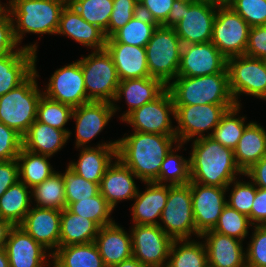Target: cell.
<instances>
[{"label":"cell","mask_w":266,"mask_h":267,"mask_svg":"<svg viewBox=\"0 0 266 267\" xmlns=\"http://www.w3.org/2000/svg\"><path fill=\"white\" fill-rule=\"evenodd\" d=\"M175 119V107L172 96L166 88L156 99L132 111L124 120L133 131L161 135H176V127L172 126Z\"/></svg>","instance_id":"12"},{"label":"cell","mask_w":266,"mask_h":267,"mask_svg":"<svg viewBox=\"0 0 266 267\" xmlns=\"http://www.w3.org/2000/svg\"><path fill=\"white\" fill-rule=\"evenodd\" d=\"M6 6V4H4V6L1 4V2H0V13L6 8L5 7Z\"/></svg>","instance_id":"62"},{"label":"cell","mask_w":266,"mask_h":267,"mask_svg":"<svg viewBox=\"0 0 266 267\" xmlns=\"http://www.w3.org/2000/svg\"><path fill=\"white\" fill-rule=\"evenodd\" d=\"M175 142H178L176 135L134 131L118 140L117 158L144 183L155 182L162 162Z\"/></svg>","instance_id":"1"},{"label":"cell","mask_w":266,"mask_h":267,"mask_svg":"<svg viewBox=\"0 0 266 267\" xmlns=\"http://www.w3.org/2000/svg\"><path fill=\"white\" fill-rule=\"evenodd\" d=\"M37 46L26 45L0 57V96L18 87L34 72Z\"/></svg>","instance_id":"22"},{"label":"cell","mask_w":266,"mask_h":267,"mask_svg":"<svg viewBox=\"0 0 266 267\" xmlns=\"http://www.w3.org/2000/svg\"><path fill=\"white\" fill-rule=\"evenodd\" d=\"M43 95L53 101L73 108L90 102L87 99L85 80L80 61L77 60L55 70Z\"/></svg>","instance_id":"14"},{"label":"cell","mask_w":266,"mask_h":267,"mask_svg":"<svg viewBox=\"0 0 266 267\" xmlns=\"http://www.w3.org/2000/svg\"><path fill=\"white\" fill-rule=\"evenodd\" d=\"M113 58L120 81L150 77L146 49L125 43H106Z\"/></svg>","instance_id":"29"},{"label":"cell","mask_w":266,"mask_h":267,"mask_svg":"<svg viewBox=\"0 0 266 267\" xmlns=\"http://www.w3.org/2000/svg\"><path fill=\"white\" fill-rule=\"evenodd\" d=\"M166 267H209L204 243L190 239L173 240Z\"/></svg>","instance_id":"36"},{"label":"cell","mask_w":266,"mask_h":267,"mask_svg":"<svg viewBox=\"0 0 266 267\" xmlns=\"http://www.w3.org/2000/svg\"><path fill=\"white\" fill-rule=\"evenodd\" d=\"M68 3L88 23L98 26L104 32L108 29L113 0H68Z\"/></svg>","instance_id":"42"},{"label":"cell","mask_w":266,"mask_h":267,"mask_svg":"<svg viewBox=\"0 0 266 267\" xmlns=\"http://www.w3.org/2000/svg\"><path fill=\"white\" fill-rule=\"evenodd\" d=\"M229 87L236 105L242 94L265 100L266 60L240 55L227 59Z\"/></svg>","instance_id":"10"},{"label":"cell","mask_w":266,"mask_h":267,"mask_svg":"<svg viewBox=\"0 0 266 267\" xmlns=\"http://www.w3.org/2000/svg\"><path fill=\"white\" fill-rule=\"evenodd\" d=\"M194 0H174L167 20L161 25L173 28L182 18L185 11Z\"/></svg>","instance_id":"57"},{"label":"cell","mask_w":266,"mask_h":267,"mask_svg":"<svg viewBox=\"0 0 266 267\" xmlns=\"http://www.w3.org/2000/svg\"><path fill=\"white\" fill-rule=\"evenodd\" d=\"M23 147V137L0 121V161L17 159Z\"/></svg>","instance_id":"50"},{"label":"cell","mask_w":266,"mask_h":267,"mask_svg":"<svg viewBox=\"0 0 266 267\" xmlns=\"http://www.w3.org/2000/svg\"><path fill=\"white\" fill-rule=\"evenodd\" d=\"M89 101L113 103L120 79L110 53L105 49L94 50L79 60Z\"/></svg>","instance_id":"7"},{"label":"cell","mask_w":266,"mask_h":267,"mask_svg":"<svg viewBox=\"0 0 266 267\" xmlns=\"http://www.w3.org/2000/svg\"><path fill=\"white\" fill-rule=\"evenodd\" d=\"M14 225L8 220L0 217V249L5 248L7 239Z\"/></svg>","instance_id":"58"},{"label":"cell","mask_w":266,"mask_h":267,"mask_svg":"<svg viewBox=\"0 0 266 267\" xmlns=\"http://www.w3.org/2000/svg\"><path fill=\"white\" fill-rule=\"evenodd\" d=\"M211 0H194L173 27L184 44L211 42L217 6Z\"/></svg>","instance_id":"15"},{"label":"cell","mask_w":266,"mask_h":267,"mask_svg":"<svg viewBox=\"0 0 266 267\" xmlns=\"http://www.w3.org/2000/svg\"><path fill=\"white\" fill-rule=\"evenodd\" d=\"M227 5L250 27L266 25V0H231Z\"/></svg>","instance_id":"47"},{"label":"cell","mask_w":266,"mask_h":267,"mask_svg":"<svg viewBox=\"0 0 266 267\" xmlns=\"http://www.w3.org/2000/svg\"><path fill=\"white\" fill-rule=\"evenodd\" d=\"M233 184V185H232ZM233 186L231 189L229 200H227V204L236 209L241 214L246 215L249 218V214L251 213L252 204L256 195V186L253 182H241V180H237V178L232 181L227 190H230L229 186Z\"/></svg>","instance_id":"46"},{"label":"cell","mask_w":266,"mask_h":267,"mask_svg":"<svg viewBox=\"0 0 266 267\" xmlns=\"http://www.w3.org/2000/svg\"><path fill=\"white\" fill-rule=\"evenodd\" d=\"M35 55L34 72L18 87L0 96V121L22 137L36 121L37 105L43 92L39 90Z\"/></svg>","instance_id":"5"},{"label":"cell","mask_w":266,"mask_h":267,"mask_svg":"<svg viewBox=\"0 0 266 267\" xmlns=\"http://www.w3.org/2000/svg\"><path fill=\"white\" fill-rule=\"evenodd\" d=\"M133 177L138 179L118 158L105 171L99 190L113 210L118 202L132 200L138 193Z\"/></svg>","instance_id":"24"},{"label":"cell","mask_w":266,"mask_h":267,"mask_svg":"<svg viewBox=\"0 0 266 267\" xmlns=\"http://www.w3.org/2000/svg\"><path fill=\"white\" fill-rule=\"evenodd\" d=\"M51 261L52 267H106L95 242L59 246Z\"/></svg>","instance_id":"33"},{"label":"cell","mask_w":266,"mask_h":267,"mask_svg":"<svg viewBox=\"0 0 266 267\" xmlns=\"http://www.w3.org/2000/svg\"><path fill=\"white\" fill-rule=\"evenodd\" d=\"M201 238H205L209 267H247L242 241L213 230L204 232Z\"/></svg>","instance_id":"23"},{"label":"cell","mask_w":266,"mask_h":267,"mask_svg":"<svg viewBox=\"0 0 266 267\" xmlns=\"http://www.w3.org/2000/svg\"><path fill=\"white\" fill-rule=\"evenodd\" d=\"M219 5H227L231 0H211Z\"/></svg>","instance_id":"61"},{"label":"cell","mask_w":266,"mask_h":267,"mask_svg":"<svg viewBox=\"0 0 266 267\" xmlns=\"http://www.w3.org/2000/svg\"><path fill=\"white\" fill-rule=\"evenodd\" d=\"M240 107L241 105H235L234 107L227 109V111L222 115L219 124L210 136L222 146L231 148L233 150L242 137L245 128L250 124H246L245 116H236L240 111Z\"/></svg>","instance_id":"39"},{"label":"cell","mask_w":266,"mask_h":267,"mask_svg":"<svg viewBox=\"0 0 266 267\" xmlns=\"http://www.w3.org/2000/svg\"><path fill=\"white\" fill-rule=\"evenodd\" d=\"M19 180V164L17 159L0 161V197Z\"/></svg>","instance_id":"54"},{"label":"cell","mask_w":266,"mask_h":267,"mask_svg":"<svg viewBox=\"0 0 266 267\" xmlns=\"http://www.w3.org/2000/svg\"><path fill=\"white\" fill-rule=\"evenodd\" d=\"M0 267H9L8 256L5 248L0 249Z\"/></svg>","instance_id":"60"},{"label":"cell","mask_w":266,"mask_h":267,"mask_svg":"<svg viewBox=\"0 0 266 267\" xmlns=\"http://www.w3.org/2000/svg\"><path fill=\"white\" fill-rule=\"evenodd\" d=\"M250 26L229 5H218L211 42L229 59L245 55Z\"/></svg>","instance_id":"9"},{"label":"cell","mask_w":266,"mask_h":267,"mask_svg":"<svg viewBox=\"0 0 266 267\" xmlns=\"http://www.w3.org/2000/svg\"><path fill=\"white\" fill-rule=\"evenodd\" d=\"M157 27L154 21L138 12L125 26L107 38L106 43H125L145 47Z\"/></svg>","instance_id":"37"},{"label":"cell","mask_w":266,"mask_h":267,"mask_svg":"<svg viewBox=\"0 0 266 267\" xmlns=\"http://www.w3.org/2000/svg\"><path fill=\"white\" fill-rule=\"evenodd\" d=\"M60 225L61 210L33 206L19 226L53 254L59 247Z\"/></svg>","instance_id":"20"},{"label":"cell","mask_w":266,"mask_h":267,"mask_svg":"<svg viewBox=\"0 0 266 267\" xmlns=\"http://www.w3.org/2000/svg\"><path fill=\"white\" fill-rule=\"evenodd\" d=\"M145 49L150 77L167 87L177 77L180 65L182 43L175 29L158 26Z\"/></svg>","instance_id":"6"},{"label":"cell","mask_w":266,"mask_h":267,"mask_svg":"<svg viewBox=\"0 0 266 267\" xmlns=\"http://www.w3.org/2000/svg\"><path fill=\"white\" fill-rule=\"evenodd\" d=\"M5 250L9 267H50L52 253H47L22 227L14 226L7 239ZM47 261V262H46ZM50 262V263H49Z\"/></svg>","instance_id":"18"},{"label":"cell","mask_w":266,"mask_h":267,"mask_svg":"<svg viewBox=\"0 0 266 267\" xmlns=\"http://www.w3.org/2000/svg\"><path fill=\"white\" fill-rule=\"evenodd\" d=\"M253 225L249 218L231 208L228 204L224 207L213 231L243 241L248 235L249 227Z\"/></svg>","instance_id":"44"},{"label":"cell","mask_w":266,"mask_h":267,"mask_svg":"<svg viewBox=\"0 0 266 267\" xmlns=\"http://www.w3.org/2000/svg\"><path fill=\"white\" fill-rule=\"evenodd\" d=\"M190 156L191 182L228 187L239 174L233 149L222 146L210 136L193 140Z\"/></svg>","instance_id":"2"},{"label":"cell","mask_w":266,"mask_h":267,"mask_svg":"<svg viewBox=\"0 0 266 267\" xmlns=\"http://www.w3.org/2000/svg\"><path fill=\"white\" fill-rule=\"evenodd\" d=\"M166 88L160 80L152 77L122 80L112 103L114 113L119 110L115 102L124 98L122 96L128 105V110L120 118L123 121L132 111L156 99Z\"/></svg>","instance_id":"27"},{"label":"cell","mask_w":266,"mask_h":267,"mask_svg":"<svg viewBox=\"0 0 266 267\" xmlns=\"http://www.w3.org/2000/svg\"><path fill=\"white\" fill-rule=\"evenodd\" d=\"M236 165L244 173L266 156V130L257 122H250L233 150Z\"/></svg>","instance_id":"31"},{"label":"cell","mask_w":266,"mask_h":267,"mask_svg":"<svg viewBox=\"0 0 266 267\" xmlns=\"http://www.w3.org/2000/svg\"><path fill=\"white\" fill-rule=\"evenodd\" d=\"M174 0H140L139 12L161 26L169 15Z\"/></svg>","instance_id":"52"},{"label":"cell","mask_w":266,"mask_h":267,"mask_svg":"<svg viewBox=\"0 0 266 267\" xmlns=\"http://www.w3.org/2000/svg\"><path fill=\"white\" fill-rule=\"evenodd\" d=\"M8 3L14 36L20 43L26 33L55 35L68 0H9Z\"/></svg>","instance_id":"4"},{"label":"cell","mask_w":266,"mask_h":267,"mask_svg":"<svg viewBox=\"0 0 266 267\" xmlns=\"http://www.w3.org/2000/svg\"><path fill=\"white\" fill-rule=\"evenodd\" d=\"M113 104L106 101H90L75 107L72 119L76 124V148L88 147L114 116Z\"/></svg>","instance_id":"19"},{"label":"cell","mask_w":266,"mask_h":267,"mask_svg":"<svg viewBox=\"0 0 266 267\" xmlns=\"http://www.w3.org/2000/svg\"><path fill=\"white\" fill-rule=\"evenodd\" d=\"M228 72L227 59L212 42L184 44L177 77H196Z\"/></svg>","instance_id":"16"},{"label":"cell","mask_w":266,"mask_h":267,"mask_svg":"<svg viewBox=\"0 0 266 267\" xmlns=\"http://www.w3.org/2000/svg\"><path fill=\"white\" fill-rule=\"evenodd\" d=\"M49 158V156L34 153L22 147L17 157L19 180L25 183L30 190L55 172L48 161Z\"/></svg>","instance_id":"35"},{"label":"cell","mask_w":266,"mask_h":267,"mask_svg":"<svg viewBox=\"0 0 266 267\" xmlns=\"http://www.w3.org/2000/svg\"><path fill=\"white\" fill-rule=\"evenodd\" d=\"M244 175L249 177L256 187L266 189V156L254 163Z\"/></svg>","instance_id":"56"},{"label":"cell","mask_w":266,"mask_h":267,"mask_svg":"<svg viewBox=\"0 0 266 267\" xmlns=\"http://www.w3.org/2000/svg\"><path fill=\"white\" fill-rule=\"evenodd\" d=\"M235 105H188V106H174L175 107V121L176 138L178 143H187L191 139L211 136L214 129L220 122L222 115L227 109ZM212 132L207 135L204 132Z\"/></svg>","instance_id":"11"},{"label":"cell","mask_w":266,"mask_h":267,"mask_svg":"<svg viewBox=\"0 0 266 267\" xmlns=\"http://www.w3.org/2000/svg\"><path fill=\"white\" fill-rule=\"evenodd\" d=\"M117 144L118 140H115L99 143L96 147L80 148L79 159L70 162L68 167L84 179L100 185L105 171L113 163L112 158H117Z\"/></svg>","instance_id":"21"},{"label":"cell","mask_w":266,"mask_h":267,"mask_svg":"<svg viewBox=\"0 0 266 267\" xmlns=\"http://www.w3.org/2000/svg\"><path fill=\"white\" fill-rule=\"evenodd\" d=\"M183 145L182 143H177L175 145L177 148H173L166 155L155 183L167 185V182H169V185H183L191 182L190 158L185 159L175 153Z\"/></svg>","instance_id":"40"},{"label":"cell","mask_w":266,"mask_h":267,"mask_svg":"<svg viewBox=\"0 0 266 267\" xmlns=\"http://www.w3.org/2000/svg\"><path fill=\"white\" fill-rule=\"evenodd\" d=\"M227 187L191 182L192 207L196 232L201 236L213 230L227 205Z\"/></svg>","instance_id":"17"},{"label":"cell","mask_w":266,"mask_h":267,"mask_svg":"<svg viewBox=\"0 0 266 267\" xmlns=\"http://www.w3.org/2000/svg\"><path fill=\"white\" fill-rule=\"evenodd\" d=\"M94 242L106 267L117 265L133 256L131 233L125 232L115 221L100 227Z\"/></svg>","instance_id":"26"},{"label":"cell","mask_w":266,"mask_h":267,"mask_svg":"<svg viewBox=\"0 0 266 267\" xmlns=\"http://www.w3.org/2000/svg\"><path fill=\"white\" fill-rule=\"evenodd\" d=\"M139 12V3L136 0H113L108 29L104 32L110 38L117 30L125 26L135 14Z\"/></svg>","instance_id":"48"},{"label":"cell","mask_w":266,"mask_h":267,"mask_svg":"<svg viewBox=\"0 0 266 267\" xmlns=\"http://www.w3.org/2000/svg\"><path fill=\"white\" fill-rule=\"evenodd\" d=\"M28 188L25 183L18 180L0 197V217L14 226L20 225L31 209L32 196Z\"/></svg>","instance_id":"34"},{"label":"cell","mask_w":266,"mask_h":267,"mask_svg":"<svg viewBox=\"0 0 266 267\" xmlns=\"http://www.w3.org/2000/svg\"><path fill=\"white\" fill-rule=\"evenodd\" d=\"M249 221L252 225L266 223V189L256 187V195L252 204Z\"/></svg>","instance_id":"55"},{"label":"cell","mask_w":266,"mask_h":267,"mask_svg":"<svg viewBox=\"0 0 266 267\" xmlns=\"http://www.w3.org/2000/svg\"><path fill=\"white\" fill-rule=\"evenodd\" d=\"M245 55L266 60V25L250 27Z\"/></svg>","instance_id":"53"},{"label":"cell","mask_w":266,"mask_h":267,"mask_svg":"<svg viewBox=\"0 0 266 267\" xmlns=\"http://www.w3.org/2000/svg\"><path fill=\"white\" fill-rule=\"evenodd\" d=\"M159 227L173 240L190 239L196 232L193 216L191 182L183 185L168 184V198Z\"/></svg>","instance_id":"8"},{"label":"cell","mask_w":266,"mask_h":267,"mask_svg":"<svg viewBox=\"0 0 266 267\" xmlns=\"http://www.w3.org/2000/svg\"><path fill=\"white\" fill-rule=\"evenodd\" d=\"M147 188L133 198L132 221L134 225H159L168 198V184L145 182Z\"/></svg>","instance_id":"28"},{"label":"cell","mask_w":266,"mask_h":267,"mask_svg":"<svg viewBox=\"0 0 266 267\" xmlns=\"http://www.w3.org/2000/svg\"><path fill=\"white\" fill-rule=\"evenodd\" d=\"M73 110L74 108L69 105L53 101L42 95L37 105L36 121L58 130H63L68 134V138H70L72 133L64 126L72 118Z\"/></svg>","instance_id":"41"},{"label":"cell","mask_w":266,"mask_h":267,"mask_svg":"<svg viewBox=\"0 0 266 267\" xmlns=\"http://www.w3.org/2000/svg\"><path fill=\"white\" fill-rule=\"evenodd\" d=\"M254 231L246 249L247 267H266V227L253 225Z\"/></svg>","instance_id":"49"},{"label":"cell","mask_w":266,"mask_h":267,"mask_svg":"<svg viewBox=\"0 0 266 267\" xmlns=\"http://www.w3.org/2000/svg\"><path fill=\"white\" fill-rule=\"evenodd\" d=\"M62 177L64 180L67 207L73 202L94 197L100 192L98 183L84 179L83 177L77 175L68 166L66 172L62 173Z\"/></svg>","instance_id":"45"},{"label":"cell","mask_w":266,"mask_h":267,"mask_svg":"<svg viewBox=\"0 0 266 267\" xmlns=\"http://www.w3.org/2000/svg\"><path fill=\"white\" fill-rule=\"evenodd\" d=\"M99 229L95 221L72 213L66 207L61 211L59 246L94 242Z\"/></svg>","instance_id":"32"},{"label":"cell","mask_w":266,"mask_h":267,"mask_svg":"<svg viewBox=\"0 0 266 267\" xmlns=\"http://www.w3.org/2000/svg\"><path fill=\"white\" fill-rule=\"evenodd\" d=\"M56 34L66 35L92 50L106 47L104 31L85 21L69 3L62 10Z\"/></svg>","instance_id":"25"},{"label":"cell","mask_w":266,"mask_h":267,"mask_svg":"<svg viewBox=\"0 0 266 267\" xmlns=\"http://www.w3.org/2000/svg\"><path fill=\"white\" fill-rule=\"evenodd\" d=\"M174 106L236 105L229 87L228 72L196 77H176L167 86Z\"/></svg>","instance_id":"3"},{"label":"cell","mask_w":266,"mask_h":267,"mask_svg":"<svg viewBox=\"0 0 266 267\" xmlns=\"http://www.w3.org/2000/svg\"><path fill=\"white\" fill-rule=\"evenodd\" d=\"M13 29V20L7 8L0 13V57L14 53L20 48Z\"/></svg>","instance_id":"51"},{"label":"cell","mask_w":266,"mask_h":267,"mask_svg":"<svg viewBox=\"0 0 266 267\" xmlns=\"http://www.w3.org/2000/svg\"><path fill=\"white\" fill-rule=\"evenodd\" d=\"M72 213L95 221L100 227L109 225L115 220L110 217L113 209L100 192L94 196L78 202H73L67 207Z\"/></svg>","instance_id":"43"},{"label":"cell","mask_w":266,"mask_h":267,"mask_svg":"<svg viewBox=\"0 0 266 267\" xmlns=\"http://www.w3.org/2000/svg\"><path fill=\"white\" fill-rule=\"evenodd\" d=\"M68 139L65 131L35 121L23 136V148L52 157L63 148Z\"/></svg>","instance_id":"30"},{"label":"cell","mask_w":266,"mask_h":267,"mask_svg":"<svg viewBox=\"0 0 266 267\" xmlns=\"http://www.w3.org/2000/svg\"><path fill=\"white\" fill-rule=\"evenodd\" d=\"M36 207L63 210L66 208V196L62 174L55 171L42 183L31 189Z\"/></svg>","instance_id":"38"},{"label":"cell","mask_w":266,"mask_h":267,"mask_svg":"<svg viewBox=\"0 0 266 267\" xmlns=\"http://www.w3.org/2000/svg\"><path fill=\"white\" fill-rule=\"evenodd\" d=\"M133 226V257L148 267H166L173 239L159 225Z\"/></svg>","instance_id":"13"},{"label":"cell","mask_w":266,"mask_h":267,"mask_svg":"<svg viewBox=\"0 0 266 267\" xmlns=\"http://www.w3.org/2000/svg\"><path fill=\"white\" fill-rule=\"evenodd\" d=\"M112 267H148V266L142 264L139 260L135 259L132 256Z\"/></svg>","instance_id":"59"}]
</instances>
